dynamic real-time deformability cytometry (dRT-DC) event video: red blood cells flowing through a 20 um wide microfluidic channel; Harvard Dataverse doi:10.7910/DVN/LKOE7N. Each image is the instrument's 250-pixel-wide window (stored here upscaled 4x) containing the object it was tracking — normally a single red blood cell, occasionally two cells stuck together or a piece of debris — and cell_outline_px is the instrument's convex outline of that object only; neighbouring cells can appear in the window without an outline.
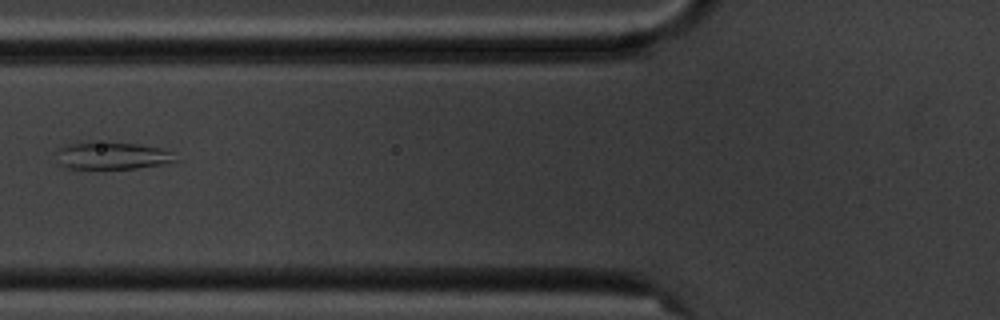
{"species": "common noctule bat (a hibernating species)", "species_latin": "Nyctalus noctula", "temperature_condition": "cold", "stored_images_in_passage": 7, "camera_frame_rate_fps": 3000, "um_per_image_px": 0.085, "animal": {"sex": "male", "body_mass_g": 20.1, "forearm_length_mm": 53.5}, "frame": {"image": 1, "passage_image": 7, "time_ms": 6.667, "image_size_px": [1000, 320], "cell_outline_px": [[180, 160], [164, 164], [136, 168], [64, 168], [56, 164], [56, 152], [60, 148], [68, 144], [92, 140], [140, 144], [164, 148], [172, 152]], "centroid_in_image_um": [9.51, 13.21], "position_along_channel_um": 116.3, "area_um2": 19.65}}